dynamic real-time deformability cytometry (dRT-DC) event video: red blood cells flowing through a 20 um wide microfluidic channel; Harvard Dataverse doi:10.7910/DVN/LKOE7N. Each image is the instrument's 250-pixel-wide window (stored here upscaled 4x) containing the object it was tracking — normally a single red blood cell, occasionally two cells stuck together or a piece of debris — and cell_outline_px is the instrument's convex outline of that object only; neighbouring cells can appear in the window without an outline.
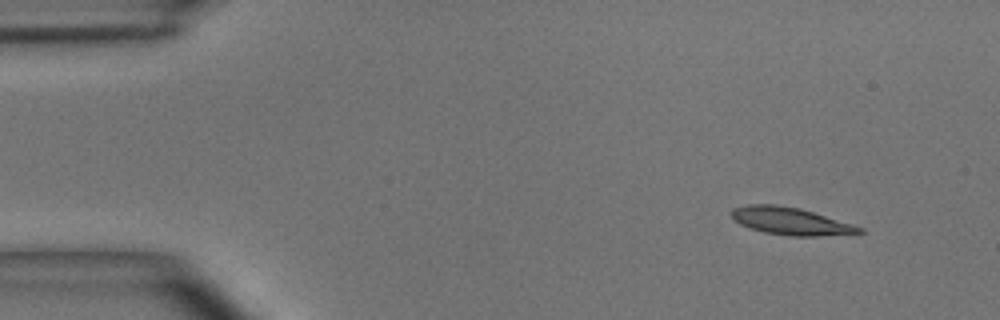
{"species": "common noctule bat (a hibernating species)", "species_latin": "Nyctalus noctula", "temperature_condition": "room temperature", "stored_images_in_passage": 46, "camera_frame_rate_fps": 3000, "um_per_image_px": 0.085, "animal": {"sex": "male", "body_mass_g": 15.6}, "frame": {"image": 1, "passage_image": 1, "time_ms": 0.0, "image_size_px": [1000, 320], "cell_outline_px": [[864, 232], [816, 236], [792, 236], [764, 232], [740, 224], [732, 216], [732, 208], [748, 204], [776, 204], [800, 208], [852, 224], [864, 228]], "centroid_in_image_um": [67.19, 18.78], "position_along_channel_um": 17.8, "area_um2": 20.11}}
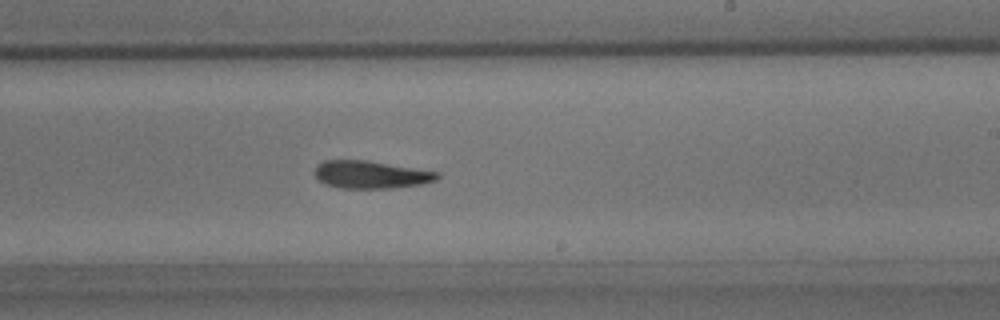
{"frame": {"image": 2, "passage_image": 26, "time_ms": 8.333, "image_size_px": [1000, 320], "cell_outline_px": [[440, 176], [436, 180], [420, 184], [392, 188], [340, 188], [324, 184], [316, 176], [316, 168], [324, 160], [368, 160], [440, 172]], "centroid_in_image_um": [31.56, 14.84], "position_along_channel_um": 257.4, "area_um2": 19.65}}
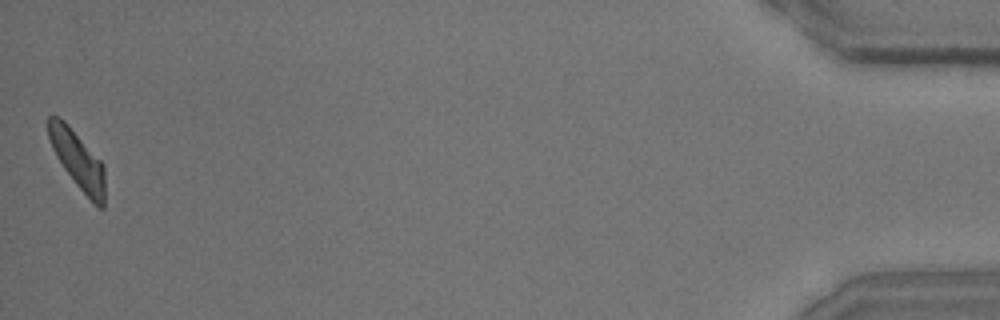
{"frame": {"image": 3, "passage_image": 46, "time_ms": 15.0, "image_size_px": [1000, 320], "cell_outline_px": [[104, 208], [100, 208], [76, 184], [64, 168], [56, 156], [52, 148], [48, 136], [48, 116], [60, 116], [68, 124], [104, 164]], "centroid_in_image_um": [6.59, 13.54], "position_along_channel_um": 428.6, "area_um2": 18.67}, "authors_computed_cell_mechanics": {"area_um2": 20.23, "velocity_mm_per_s": 3.9607, "shape_relaxation_time_tau1_ms": 4.3177, "shape_relaxation_time_tau2_ms": null, "deformation_change_tau1": 0.1569, "deformation_change_tau2": null}}